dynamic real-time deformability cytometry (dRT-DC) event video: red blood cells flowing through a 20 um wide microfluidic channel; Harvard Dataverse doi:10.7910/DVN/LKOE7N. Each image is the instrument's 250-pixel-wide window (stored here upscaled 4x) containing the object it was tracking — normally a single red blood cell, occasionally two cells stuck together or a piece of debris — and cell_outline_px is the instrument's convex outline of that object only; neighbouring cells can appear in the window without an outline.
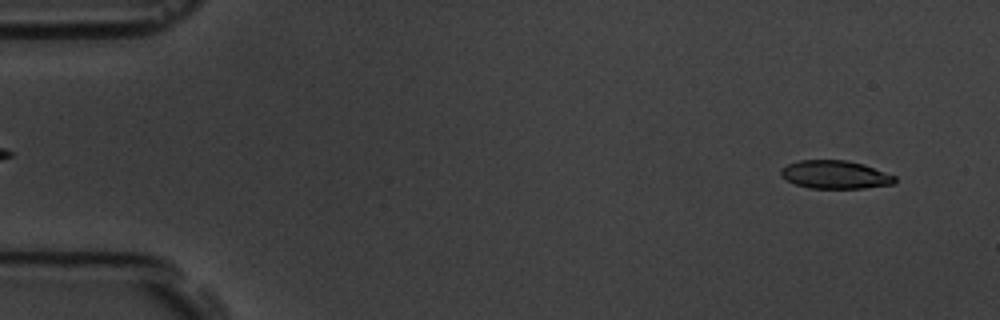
{"species": "common noctule bat (a hibernating species)", "species_latin": "Nyctalus noctula", "temperature_condition": "room temperature", "stored_images_in_passage": 6, "segment_of_instrument_passage": [2, 2], "camera_frame_rate_fps": 3000, "um_per_image_px": 0.085, "animal": {"sex": "male", "body_mass_g": 19.5, "forearm_length_mm": 54.6}, "frame": {"image": 1, "passage_image": 6, "time_ms": 6.667, "image_size_px": [1000, 320], "cell_outline_px": [[896, 180], [892, 184], [864, 188], [808, 188], [796, 184], [780, 176], [780, 168], [788, 164], [800, 160], [848, 160], [864, 164], [896, 176]], "centroid_in_image_um": [70.97, 14.84], "position_along_channel_um": 14.0, "area_um2": 18.73}}